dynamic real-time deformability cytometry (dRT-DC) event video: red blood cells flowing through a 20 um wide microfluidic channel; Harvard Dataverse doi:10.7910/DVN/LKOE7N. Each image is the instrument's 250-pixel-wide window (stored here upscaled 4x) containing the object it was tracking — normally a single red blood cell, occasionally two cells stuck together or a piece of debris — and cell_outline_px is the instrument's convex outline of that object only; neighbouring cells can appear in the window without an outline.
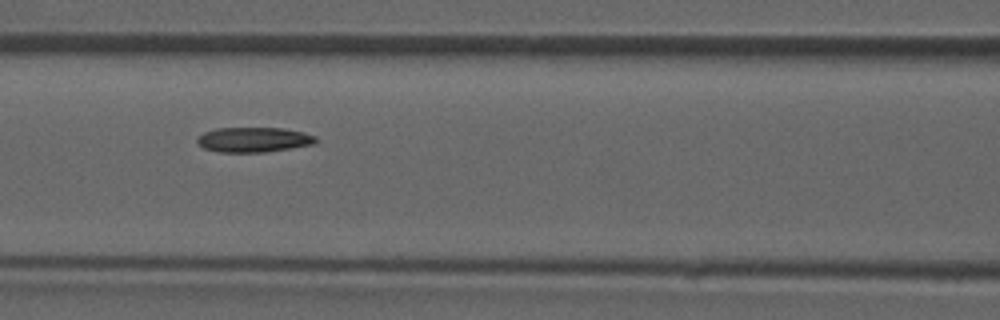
{"species": "common noctule bat (a hibernating species)", "species_latin": "Nyctalus noctula", "temperature_condition": "room temperature", "stored_images_in_passage": 48, "camera_frame_rate_fps": 3000, "um_per_image_px": 0.085, "animal": {"sex": "male", "forearm_length_mm": 52.5}, "frame": {"image": 1, "passage_image": 21, "time_ms": 6.667, "image_size_px": [1000, 320], "cell_outline_px": [[316, 140], [312, 144], [292, 148], [264, 152], [220, 152], [204, 148], [196, 140], [204, 132], [216, 128], [284, 128], [316, 136]], "centroid_in_image_um": [21.55, 11.87], "position_along_channel_um": 145.1, "area_um2": 16.99}}